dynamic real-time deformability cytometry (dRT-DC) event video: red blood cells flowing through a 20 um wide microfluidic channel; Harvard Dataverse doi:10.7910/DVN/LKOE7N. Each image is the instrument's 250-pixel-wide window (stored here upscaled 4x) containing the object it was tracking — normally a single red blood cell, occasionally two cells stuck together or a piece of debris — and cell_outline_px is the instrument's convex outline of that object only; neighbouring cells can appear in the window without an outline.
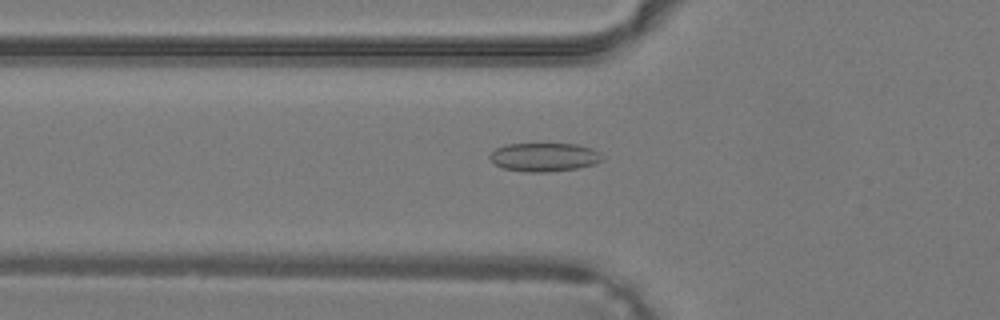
{"species": "common noctule bat (a hibernating species)", "species_latin": "Nyctalus noctula", "temperature_condition": "warm", "stored_images_in_passage": 40, "camera_frame_rate_fps": 3000, "um_per_image_px": 0.085, "animal": {"sex": "male", "body_mass_g": 19.2, "forearm_length_mm": 51.8}, "frame": {"image": 1, "passage_image": 15, "time_ms": 4.667, "image_size_px": [1000, 320], "cell_outline_px": [[604, 160], [596, 164], [576, 168], [548, 172], [528, 172], [504, 168], [496, 164], [488, 156], [496, 148], [504, 144], [576, 144], [592, 148], [600, 152], [604, 156]], "centroid_in_image_um": [46.31, 13.35], "position_along_channel_um": 79.5, "area_um2": 18.79}}
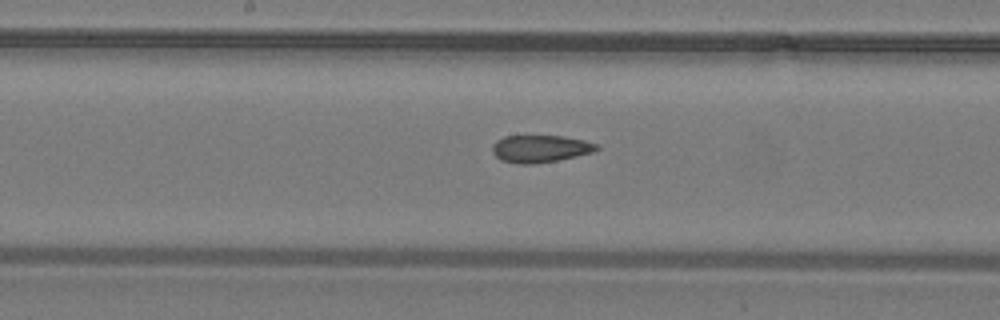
{"frame": {"image": 2, "passage_image": 22, "time_ms": 7.0, "image_size_px": [1000, 320], "cell_outline_px": [[600, 148], [592, 152], [576, 156], [536, 164], [516, 164], [500, 160], [492, 152], [492, 144], [496, 140], [504, 136], [564, 136], [584, 140], [596, 144]], "centroid_in_image_um": [45.88, 12.64], "position_along_channel_um": 202.3, "area_um2": 16.65}}
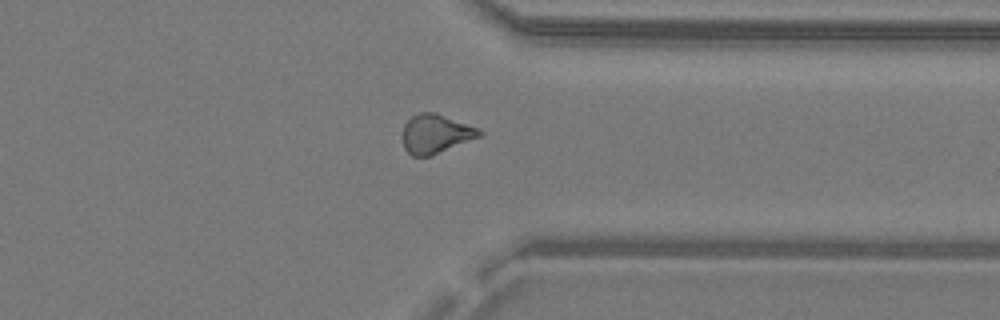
{"frame": {"image": 3, "passage_image": 32, "time_ms": 10.333, "image_size_px": [1000, 320], "cell_outline_px": [[484, 132], [480, 136], [432, 156], [412, 156], [404, 148], [404, 124], [412, 116], [420, 112], [432, 112], [480, 128]], "centroid_in_image_um": [37.05, 11.38], "position_along_channel_um": 374.4, "area_um2": 17.22}}